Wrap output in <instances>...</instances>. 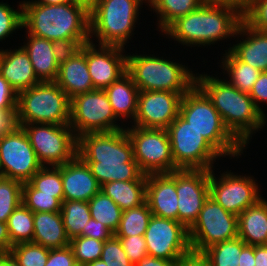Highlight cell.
<instances>
[{
  "instance_id": "31",
  "label": "cell",
  "mask_w": 267,
  "mask_h": 266,
  "mask_svg": "<svg viewBox=\"0 0 267 266\" xmlns=\"http://www.w3.org/2000/svg\"><path fill=\"white\" fill-rule=\"evenodd\" d=\"M147 5L159 15L157 24L163 32L176 19L200 7L202 0H148Z\"/></svg>"
},
{
  "instance_id": "25",
  "label": "cell",
  "mask_w": 267,
  "mask_h": 266,
  "mask_svg": "<svg viewBox=\"0 0 267 266\" xmlns=\"http://www.w3.org/2000/svg\"><path fill=\"white\" fill-rule=\"evenodd\" d=\"M241 38L236 45L228 48L240 61L251 65L261 72L267 71V32L249 28L243 21L235 37Z\"/></svg>"
},
{
  "instance_id": "36",
  "label": "cell",
  "mask_w": 267,
  "mask_h": 266,
  "mask_svg": "<svg viewBox=\"0 0 267 266\" xmlns=\"http://www.w3.org/2000/svg\"><path fill=\"white\" fill-rule=\"evenodd\" d=\"M245 245L242 239L236 237L214 244L202 253L209 260L211 266H238L241 250Z\"/></svg>"
},
{
  "instance_id": "45",
  "label": "cell",
  "mask_w": 267,
  "mask_h": 266,
  "mask_svg": "<svg viewBox=\"0 0 267 266\" xmlns=\"http://www.w3.org/2000/svg\"><path fill=\"white\" fill-rule=\"evenodd\" d=\"M117 238H119L127 257L134 265L148 255L144 235Z\"/></svg>"
},
{
  "instance_id": "44",
  "label": "cell",
  "mask_w": 267,
  "mask_h": 266,
  "mask_svg": "<svg viewBox=\"0 0 267 266\" xmlns=\"http://www.w3.org/2000/svg\"><path fill=\"white\" fill-rule=\"evenodd\" d=\"M100 259L103 260L107 266H134L127 257L119 238L116 236L104 242Z\"/></svg>"
},
{
  "instance_id": "8",
  "label": "cell",
  "mask_w": 267,
  "mask_h": 266,
  "mask_svg": "<svg viewBox=\"0 0 267 266\" xmlns=\"http://www.w3.org/2000/svg\"><path fill=\"white\" fill-rule=\"evenodd\" d=\"M70 98L55 82H40L18 93L16 124L67 125Z\"/></svg>"
},
{
  "instance_id": "12",
  "label": "cell",
  "mask_w": 267,
  "mask_h": 266,
  "mask_svg": "<svg viewBox=\"0 0 267 266\" xmlns=\"http://www.w3.org/2000/svg\"><path fill=\"white\" fill-rule=\"evenodd\" d=\"M133 145L134 159L145 175L168 174L179 170L174 163L166 129L125 128Z\"/></svg>"
},
{
  "instance_id": "20",
  "label": "cell",
  "mask_w": 267,
  "mask_h": 266,
  "mask_svg": "<svg viewBox=\"0 0 267 266\" xmlns=\"http://www.w3.org/2000/svg\"><path fill=\"white\" fill-rule=\"evenodd\" d=\"M55 83L70 99L94 90L86 62L85 44L63 51Z\"/></svg>"
},
{
  "instance_id": "49",
  "label": "cell",
  "mask_w": 267,
  "mask_h": 266,
  "mask_svg": "<svg viewBox=\"0 0 267 266\" xmlns=\"http://www.w3.org/2000/svg\"><path fill=\"white\" fill-rule=\"evenodd\" d=\"M82 236L106 241L112 238L114 236V233L103 223L90 218V220L83 228Z\"/></svg>"
},
{
  "instance_id": "11",
  "label": "cell",
  "mask_w": 267,
  "mask_h": 266,
  "mask_svg": "<svg viewBox=\"0 0 267 266\" xmlns=\"http://www.w3.org/2000/svg\"><path fill=\"white\" fill-rule=\"evenodd\" d=\"M116 121L105 90L94 89L70 99L69 125L77 138L87 133L125 129Z\"/></svg>"
},
{
  "instance_id": "22",
  "label": "cell",
  "mask_w": 267,
  "mask_h": 266,
  "mask_svg": "<svg viewBox=\"0 0 267 266\" xmlns=\"http://www.w3.org/2000/svg\"><path fill=\"white\" fill-rule=\"evenodd\" d=\"M27 34V42H23L22 47L27 52L33 70L40 82H55L60 59L63 51L61 45L54 41L38 36Z\"/></svg>"
},
{
  "instance_id": "47",
  "label": "cell",
  "mask_w": 267,
  "mask_h": 266,
  "mask_svg": "<svg viewBox=\"0 0 267 266\" xmlns=\"http://www.w3.org/2000/svg\"><path fill=\"white\" fill-rule=\"evenodd\" d=\"M17 98V92L0 74V111H16Z\"/></svg>"
},
{
  "instance_id": "53",
  "label": "cell",
  "mask_w": 267,
  "mask_h": 266,
  "mask_svg": "<svg viewBox=\"0 0 267 266\" xmlns=\"http://www.w3.org/2000/svg\"><path fill=\"white\" fill-rule=\"evenodd\" d=\"M178 261L156 258L153 256H145L134 266H177Z\"/></svg>"
},
{
  "instance_id": "18",
  "label": "cell",
  "mask_w": 267,
  "mask_h": 266,
  "mask_svg": "<svg viewBox=\"0 0 267 266\" xmlns=\"http://www.w3.org/2000/svg\"><path fill=\"white\" fill-rule=\"evenodd\" d=\"M182 95L170 91H139L132 126L167 129L179 115Z\"/></svg>"
},
{
  "instance_id": "48",
  "label": "cell",
  "mask_w": 267,
  "mask_h": 266,
  "mask_svg": "<svg viewBox=\"0 0 267 266\" xmlns=\"http://www.w3.org/2000/svg\"><path fill=\"white\" fill-rule=\"evenodd\" d=\"M256 108L266 117L263 109L260 107V103L267 104V71L261 72L256 82L253 84L251 91L249 92Z\"/></svg>"
},
{
  "instance_id": "14",
  "label": "cell",
  "mask_w": 267,
  "mask_h": 266,
  "mask_svg": "<svg viewBox=\"0 0 267 266\" xmlns=\"http://www.w3.org/2000/svg\"><path fill=\"white\" fill-rule=\"evenodd\" d=\"M1 176L28 182L43 165L39 162L22 126L15 125L0 136Z\"/></svg>"
},
{
  "instance_id": "41",
  "label": "cell",
  "mask_w": 267,
  "mask_h": 266,
  "mask_svg": "<svg viewBox=\"0 0 267 266\" xmlns=\"http://www.w3.org/2000/svg\"><path fill=\"white\" fill-rule=\"evenodd\" d=\"M105 241L85 236L74 237L70 240L77 266L87 264L100 259Z\"/></svg>"
},
{
  "instance_id": "60",
  "label": "cell",
  "mask_w": 267,
  "mask_h": 266,
  "mask_svg": "<svg viewBox=\"0 0 267 266\" xmlns=\"http://www.w3.org/2000/svg\"><path fill=\"white\" fill-rule=\"evenodd\" d=\"M81 1H84V2H86V3H88L90 5L95 0H81Z\"/></svg>"
},
{
  "instance_id": "27",
  "label": "cell",
  "mask_w": 267,
  "mask_h": 266,
  "mask_svg": "<svg viewBox=\"0 0 267 266\" xmlns=\"http://www.w3.org/2000/svg\"><path fill=\"white\" fill-rule=\"evenodd\" d=\"M32 243L48 249L63 248L70 245L61 212L34 213V236Z\"/></svg>"
},
{
  "instance_id": "38",
  "label": "cell",
  "mask_w": 267,
  "mask_h": 266,
  "mask_svg": "<svg viewBox=\"0 0 267 266\" xmlns=\"http://www.w3.org/2000/svg\"><path fill=\"white\" fill-rule=\"evenodd\" d=\"M23 183L0 178V222L7 223L10 214L22 203Z\"/></svg>"
},
{
  "instance_id": "24",
  "label": "cell",
  "mask_w": 267,
  "mask_h": 266,
  "mask_svg": "<svg viewBox=\"0 0 267 266\" xmlns=\"http://www.w3.org/2000/svg\"><path fill=\"white\" fill-rule=\"evenodd\" d=\"M0 74L17 94L40 83L22 46L15 50L0 49Z\"/></svg>"
},
{
  "instance_id": "5",
  "label": "cell",
  "mask_w": 267,
  "mask_h": 266,
  "mask_svg": "<svg viewBox=\"0 0 267 266\" xmlns=\"http://www.w3.org/2000/svg\"><path fill=\"white\" fill-rule=\"evenodd\" d=\"M179 115L222 156L239 158L246 149L226 128L211 100L196 84L182 96Z\"/></svg>"
},
{
  "instance_id": "54",
  "label": "cell",
  "mask_w": 267,
  "mask_h": 266,
  "mask_svg": "<svg viewBox=\"0 0 267 266\" xmlns=\"http://www.w3.org/2000/svg\"><path fill=\"white\" fill-rule=\"evenodd\" d=\"M12 246L7 223L0 222V255L10 254Z\"/></svg>"
},
{
  "instance_id": "16",
  "label": "cell",
  "mask_w": 267,
  "mask_h": 266,
  "mask_svg": "<svg viewBox=\"0 0 267 266\" xmlns=\"http://www.w3.org/2000/svg\"><path fill=\"white\" fill-rule=\"evenodd\" d=\"M149 256L179 261L191 251L188 229L180 222L152 215L144 234Z\"/></svg>"
},
{
  "instance_id": "56",
  "label": "cell",
  "mask_w": 267,
  "mask_h": 266,
  "mask_svg": "<svg viewBox=\"0 0 267 266\" xmlns=\"http://www.w3.org/2000/svg\"><path fill=\"white\" fill-rule=\"evenodd\" d=\"M255 266H267V245L254 246Z\"/></svg>"
},
{
  "instance_id": "57",
  "label": "cell",
  "mask_w": 267,
  "mask_h": 266,
  "mask_svg": "<svg viewBox=\"0 0 267 266\" xmlns=\"http://www.w3.org/2000/svg\"><path fill=\"white\" fill-rule=\"evenodd\" d=\"M0 266H20L10 255H0Z\"/></svg>"
},
{
  "instance_id": "29",
  "label": "cell",
  "mask_w": 267,
  "mask_h": 266,
  "mask_svg": "<svg viewBox=\"0 0 267 266\" xmlns=\"http://www.w3.org/2000/svg\"><path fill=\"white\" fill-rule=\"evenodd\" d=\"M147 175L135 181H114L101 185L100 191L110 197L122 211L146 202Z\"/></svg>"
},
{
  "instance_id": "50",
  "label": "cell",
  "mask_w": 267,
  "mask_h": 266,
  "mask_svg": "<svg viewBox=\"0 0 267 266\" xmlns=\"http://www.w3.org/2000/svg\"><path fill=\"white\" fill-rule=\"evenodd\" d=\"M202 4L216 7H227L243 16L248 5V0H202Z\"/></svg>"
},
{
  "instance_id": "23",
  "label": "cell",
  "mask_w": 267,
  "mask_h": 266,
  "mask_svg": "<svg viewBox=\"0 0 267 266\" xmlns=\"http://www.w3.org/2000/svg\"><path fill=\"white\" fill-rule=\"evenodd\" d=\"M61 178L63 201L88 202L101 188L89 166L78 155L61 165Z\"/></svg>"
},
{
  "instance_id": "52",
  "label": "cell",
  "mask_w": 267,
  "mask_h": 266,
  "mask_svg": "<svg viewBox=\"0 0 267 266\" xmlns=\"http://www.w3.org/2000/svg\"><path fill=\"white\" fill-rule=\"evenodd\" d=\"M16 125V111H0V136Z\"/></svg>"
},
{
  "instance_id": "43",
  "label": "cell",
  "mask_w": 267,
  "mask_h": 266,
  "mask_svg": "<svg viewBox=\"0 0 267 266\" xmlns=\"http://www.w3.org/2000/svg\"><path fill=\"white\" fill-rule=\"evenodd\" d=\"M242 21L249 28L267 32V0H248Z\"/></svg>"
},
{
  "instance_id": "3",
  "label": "cell",
  "mask_w": 267,
  "mask_h": 266,
  "mask_svg": "<svg viewBox=\"0 0 267 266\" xmlns=\"http://www.w3.org/2000/svg\"><path fill=\"white\" fill-rule=\"evenodd\" d=\"M196 85L211 100L226 128L245 148L252 135L266 125L267 118L256 108L249 93L238 90L225 79L197 73Z\"/></svg>"
},
{
  "instance_id": "59",
  "label": "cell",
  "mask_w": 267,
  "mask_h": 266,
  "mask_svg": "<svg viewBox=\"0 0 267 266\" xmlns=\"http://www.w3.org/2000/svg\"><path fill=\"white\" fill-rule=\"evenodd\" d=\"M86 266H107V264L103 260L97 259L96 261L91 262L87 264Z\"/></svg>"
},
{
  "instance_id": "9",
  "label": "cell",
  "mask_w": 267,
  "mask_h": 266,
  "mask_svg": "<svg viewBox=\"0 0 267 266\" xmlns=\"http://www.w3.org/2000/svg\"><path fill=\"white\" fill-rule=\"evenodd\" d=\"M178 169L211 170L222 155L180 115L166 129ZM213 164V165H212Z\"/></svg>"
},
{
  "instance_id": "37",
  "label": "cell",
  "mask_w": 267,
  "mask_h": 266,
  "mask_svg": "<svg viewBox=\"0 0 267 266\" xmlns=\"http://www.w3.org/2000/svg\"><path fill=\"white\" fill-rule=\"evenodd\" d=\"M28 183L39 194L53 195L63 202V182L61 178V165L59 166H43L38 170Z\"/></svg>"
},
{
  "instance_id": "35",
  "label": "cell",
  "mask_w": 267,
  "mask_h": 266,
  "mask_svg": "<svg viewBox=\"0 0 267 266\" xmlns=\"http://www.w3.org/2000/svg\"><path fill=\"white\" fill-rule=\"evenodd\" d=\"M88 203L91 218L103 223L115 233L123 212L120 207L102 191L93 196Z\"/></svg>"
},
{
  "instance_id": "46",
  "label": "cell",
  "mask_w": 267,
  "mask_h": 266,
  "mask_svg": "<svg viewBox=\"0 0 267 266\" xmlns=\"http://www.w3.org/2000/svg\"><path fill=\"white\" fill-rule=\"evenodd\" d=\"M45 266H77L71 246L50 249Z\"/></svg>"
},
{
  "instance_id": "51",
  "label": "cell",
  "mask_w": 267,
  "mask_h": 266,
  "mask_svg": "<svg viewBox=\"0 0 267 266\" xmlns=\"http://www.w3.org/2000/svg\"><path fill=\"white\" fill-rule=\"evenodd\" d=\"M177 266H211V264L203 253L190 251L178 261Z\"/></svg>"
},
{
  "instance_id": "19",
  "label": "cell",
  "mask_w": 267,
  "mask_h": 266,
  "mask_svg": "<svg viewBox=\"0 0 267 266\" xmlns=\"http://www.w3.org/2000/svg\"><path fill=\"white\" fill-rule=\"evenodd\" d=\"M96 46L92 39L85 43L86 62L94 89L105 90L127 71V54L121 47Z\"/></svg>"
},
{
  "instance_id": "55",
  "label": "cell",
  "mask_w": 267,
  "mask_h": 266,
  "mask_svg": "<svg viewBox=\"0 0 267 266\" xmlns=\"http://www.w3.org/2000/svg\"><path fill=\"white\" fill-rule=\"evenodd\" d=\"M238 266H255L254 246L245 245L240 254Z\"/></svg>"
},
{
  "instance_id": "21",
  "label": "cell",
  "mask_w": 267,
  "mask_h": 266,
  "mask_svg": "<svg viewBox=\"0 0 267 266\" xmlns=\"http://www.w3.org/2000/svg\"><path fill=\"white\" fill-rule=\"evenodd\" d=\"M146 202L154 216L178 221L176 171L147 175Z\"/></svg>"
},
{
  "instance_id": "1",
  "label": "cell",
  "mask_w": 267,
  "mask_h": 266,
  "mask_svg": "<svg viewBox=\"0 0 267 266\" xmlns=\"http://www.w3.org/2000/svg\"><path fill=\"white\" fill-rule=\"evenodd\" d=\"M22 26L28 34L54 41L65 49L78 48L91 40L89 4L78 0L47 5L24 0Z\"/></svg>"
},
{
  "instance_id": "58",
  "label": "cell",
  "mask_w": 267,
  "mask_h": 266,
  "mask_svg": "<svg viewBox=\"0 0 267 266\" xmlns=\"http://www.w3.org/2000/svg\"><path fill=\"white\" fill-rule=\"evenodd\" d=\"M77 1L78 0H31V2H33V3L47 4V5L74 3Z\"/></svg>"
},
{
  "instance_id": "6",
  "label": "cell",
  "mask_w": 267,
  "mask_h": 266,
  "mask_svg": "<svg viewBox=\"0 0 267 266\" xmlns=\"http://www.w3.org/2000/svg\"><path fill=\"white\" fill-rule=\"evenodd\" d=\"M182 63L154 54H127V72L139 91H170L182 96L196 84V75Z\"/></svg>"
},
{
  "instance_id": "15",
  "label": "cell",
  "mask_w": 267,
  "mask_h": 266,
  "mask_svg": "<svg viewBox=\"0 0 267 266\" xmlns=\"http://www.w3.org/2000/svg\"><path fill=\"white\" fill-rule=\"evenodd\" d=\"M210 170V197L226 211L235 215L242 213L247 207L256 204L261 198L257 180L253 176L238 175L224 171L220 177Z\"/></svg>"
},
{
  "instance_id": "39",
  "label": "cell",
  "mask_w": 267,
  "mask_h": 266,
  "mask_svg": "<svg viewBox=\"0 0 267 266\" xmlns=\"http://www.w3.org/2000/svg\"><path fill=\"white\" fill-rule=\"evenodd\" d=\"M49 250L32 242L19 243L12 246L10 255L20 266H45Z\"/></svg>"
},
{
  "instance_id": "28",
  "label": "cell",
  "mask_w": 267,
  "mask_h": 266,
  "mask_svg": "<svg viewBox=\"0 0 267 266\" xmlns=\"http://www.w3.org/2000/svg\"><path fill=\"white\" fill-rule=\"evenodd\" d=\"M105 92L115 116L118 119L127 117L134 121L137 114L139 89L131 75L126 71L111 83Z\"/></svg>"
},
{
  "instance_id": "2",
  "label": "cell",
  "mask_w": 267,
  "mask_h": 266,
  "mask_svg": "<svg viewBox=\"0 0 267 266\" xmlns=\"http://www.w3.org/2000/svg\"><path fill=\"white\" fill-rule=\"evenodd\" d=\"M77 155L89 166L100 186L107 182L135 181L143 175L125 129L79 136Z\"/></svg>"
},
{
  "instance_id": "17",
  "label": "cell",
  "mask_w": 267,
  "mask_h": 266,
  "mask_svg": "<svg viewBox=\"0 0 267 266\" xmlns=\"http://www.w3.org/2000/svg\"><path fill=\"white\" fill-rule=\"evenodd\" d=\"M210 170H176L178 222L189 229L210 196Z\"/></svg>"
},
{
  "instance_id": "42",
  "label": "cell",
  "mask_w": 267,
  "mask_h": 266,
  "mask_svg": "<svg viewBox=\"0 0 267 266\" xmlns=\"http://www.w3.org/2000/svg\"><path fill=\"white\" fill-rule=\"evenodd\" d=\"M22 28V2H19L17 9L7 2H0V41Z\"/></svg>"
},
{
  "instance_id": "40",
  "label": "cell",
  "mask_w": 267,
  "mask_h": 266,
  "mask_svg": "<svg viewBox=\"0 0 267 266\" xmlns=\"http://www.w3.org/2000/svg\"><path fill=\"white\" fill-rule=\"evenodd\" d=\"M22 203L33 213L58 212L62 202L53 195L39 194L28 182L22 186Z\"/></svg>"
},
{
  "instance_id": "10",
  "label": "cell",
  "mask_w": 267,
  "mask_h": 266,
  "mask_svg": "<svg viewBox=\"0 0 267 266\" xmlns=\"http://www.w3.org/2000/svg\"><path fill=\"white\" fill-rule=\"evenodd\" d=\"M25 130L43 166H59L77 156L78 138L67 125L46 123L16 124Z\"/></svg>"
},
{
  "instance_id": "13",
  "label": "cell",
  "mask_w": 267,
  "mask_h": 266,
  "mask_svg": "<svg viewBox=\"0 0 267 266\" xmlns=\"http://www.w3.org/2000/svg\"><path fill=\"white\" fill-rule=\"evenodd\" d=\"M188 235L191 251L202 253L214 244L238 237V216L209 196Z\"/></svg>"
},
{
  "instance_id": "4",
  "label": "cell",
  "mask_w": 267,
  "mask_h": 266,
  "mask_svg": "<svg viewBox=\"0 0 267 266\" xmlns=\"http://www.w3.org/2000/svg\"><path fill=\"white\" fill-rule=\"evenodd\" d=\"M241 22L242 16L230 8L202 4L176 19L162 33L183 46H210L235 37Z\"/></svg>"
},
{
  "instance_id": "34",
  "label": "cell",
  "mask_w": 267,
  "mask_h": 266,
  "mask_svg": "<svg viewBox=\"0 0 267 266\" xmlns=\"http://www.w3.org/2000/svg\"><path fill=\"white\" fill-rule=\"evenodd\" d=\"M152 215L147 202L138 207L124 210L114 236L130 237L144 235Z\"/></svg>"
},
{
  "instance_id": "33",
  "label": "cell",
  "mask_w": 267,
  "mask_h": 266,
  "mask_svg": "<svg viewBox=\"0 0 267 266\" xmlns=\"http://www.w3.org/2000/svg\"><path fill=\"white\" fill-rule=\"evenodd\" d=\"M7 227L12 245L32 242L34 213L21 203L8 217Z\"/></svg>"
},
{
  "instance_id": "30",
  "label": "cell",
  "mask_w": 267,
  "mask_h": 266,
  "mask_svg": "<svg viewBox=\"0 0 267 266\" xmlns=\"http://www.w3.org/2000/svg\"><path fill=\"white\" fill-rule=\"evenodd\" d=\"M223 55L220 67L230 77L226 80L238 90L249 93L261 71L240 61L230 50H225Z\"/></svg>"
},
{
  "instance_id": "32",
  "label": "cell",
  "mask_w": 267,
  "mask_h": 266,
  "mask_svg": "<svg viewBox=\"0 0 267 266\" xmlns=\"http://www.w3.org/2000/svg\"><path fill=\"white\" fill-rule=\"evenodd\" d=\"M60 212L68 238L71 240L82 236L83 228L91 218L89 203L79 200L63 201Z\"/></svg>"
},
{
  "instance_id": "7",
  "label": "cell",
  "mask_w": 267,
  "mask_h": 266,
  "mask_svg": "<svg viewBox=\"0 0 267 266\" xmlns=\"http://www.w3.org/2000/svg\"><path fill=\"white\" fill-rule=\"evenodd\" d=\"M143 3L148 0L93 1L89 5L90 37L94 39L95 36L99 45L125 48L134 33Z\"/></svg>"
},
{
  "instance_id": "26",
  "label": "cell",
  "mask_w": 267,
  "mask_h": 266,
  "mask_svg": "<svg viewBox=\"0 0 267 266\" xmlns=\"http://www.w3.org/2000/svg\"><path fill=\"white\" fill-rule=\"evenodd\" d=\"M238 237L247 245H267V200L264 197L238 215Z\"/></svg>"
}]
</instances>
